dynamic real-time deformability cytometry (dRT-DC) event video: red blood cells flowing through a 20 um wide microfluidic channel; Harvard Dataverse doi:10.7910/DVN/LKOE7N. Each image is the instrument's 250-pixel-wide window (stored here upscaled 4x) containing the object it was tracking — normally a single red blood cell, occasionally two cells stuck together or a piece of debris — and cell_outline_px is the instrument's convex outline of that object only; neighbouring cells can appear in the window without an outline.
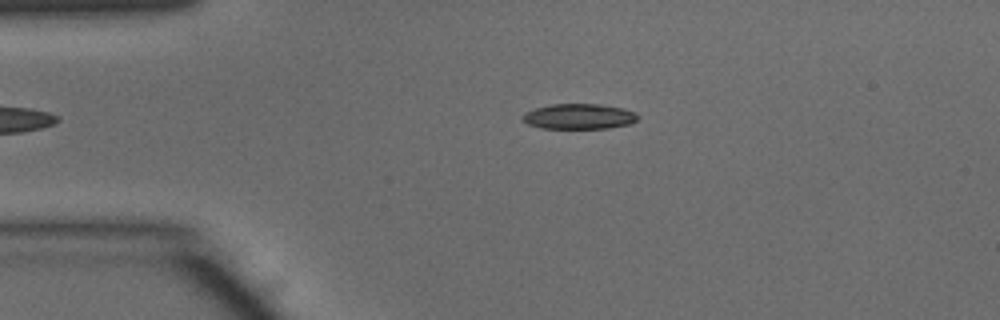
{"species": "common noctule bat (a hibernating species)", "species_latin": "Nyctalus noctula", "temperature_condition": "warm", "stored_images_in_passage": 42, "camera_frame_rate_fps": 3000, "um_per_image_px": 0.085, "animal": {"sex": "male", "body_mass_g": 15.6}, "frame": {"image": 1, "passage_image": 4, "time_ms": 1.0, "image_size_px": [1000, 320], "cell_outline_px": [[640, 116], [632, 124], [608, 128], [540, 128], [528, 124], [520, 116], [524, 112], [536, 108], [552, 104], [600, 104], [624, 108], [636, 112]], "centroid_in_image_um": [49.25, 9.89], "position_along_channel_um": 35.8, "area_um2": 17.17}}
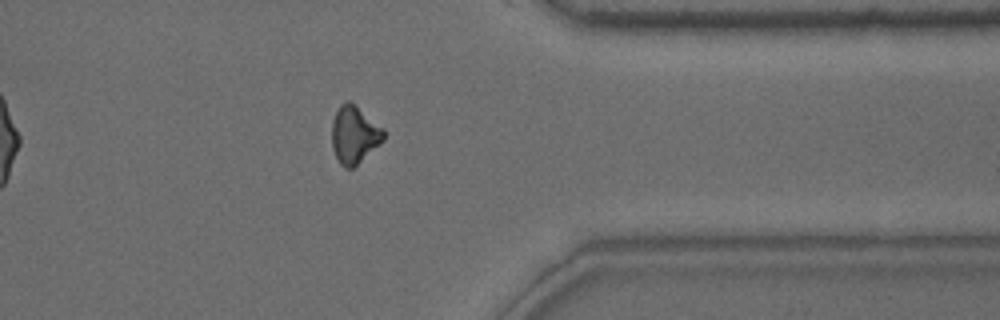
{"frame": {"image": 2, "passage_image": 32, "time_ms": 10.333, "image_size_px": [1000, 320], "cell_outline_px": [[384, 140], [380, 144], [352, 168], [344, 168], [340, 164], [332, 148], [332, 120], [340, 104], [348, 100], [384, 128]], "centroid_in_image_um": [30.11, 11.45], "position_along_channel_um": 381.3, "area_um2": 17.17}}
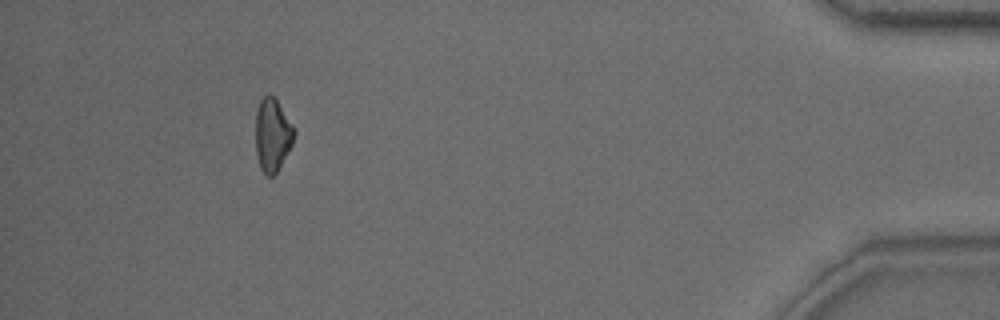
{"frame": {"image": 3, "passage_image": 38, "time_ms": 12.333, "image_size_px": [1000, 320], "cell_outline_px": [[296, 132], [292, 144], [288, 152], [276, 172], [272, 176], [268, 176], [260, 168], [256, 156], [256, 112], [260, 100], [268, 92], [276, 100], [292, 124]], "centroid_in_image_um": [23.15, 11.46], "position_along_channel_um": 412.1, "area_um2": 16.24}, "authors_computed_cell_mechanics": {"area_um2": 17.3111, "velocity_mm_per_s": 4.1503, "shape_relaxation_time_tau1_ms": 5.1264, "shape_relaxation_time_tau2_ms": 8.9612, "deformation_change_tau1": 0.1717, "deformation_change_tau2": 0.1817}}